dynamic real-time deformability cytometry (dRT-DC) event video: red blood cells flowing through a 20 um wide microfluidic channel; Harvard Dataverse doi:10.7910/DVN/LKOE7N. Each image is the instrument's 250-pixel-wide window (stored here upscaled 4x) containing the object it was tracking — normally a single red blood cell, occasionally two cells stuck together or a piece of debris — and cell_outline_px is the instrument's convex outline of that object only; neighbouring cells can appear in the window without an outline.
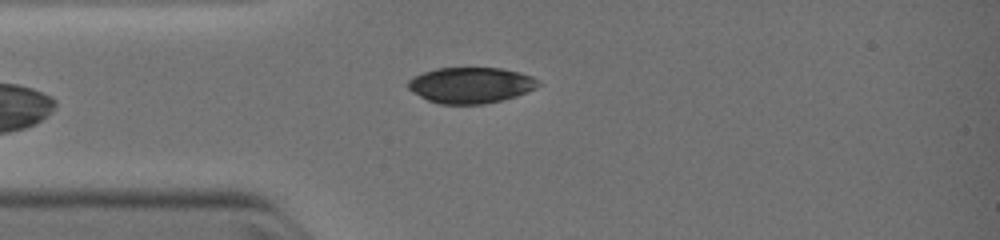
{"species": "common noctule bat (a hibernating species)", "species_latin": "Nyctalus noctula", "temperature_condition": "warm", "stored_images_in_passage": 4, "camera_frame_rate_fps": 3000, "um_per_image_px": 0.085, "animal": {"sex": "female", "body_mass_g": 19.0, "forearm_length_mm": 51.5}, "frame": {"image": 1, "passage_image": 2, "time_ms": 0.333, "image_size_px": [1000, 240], "cell_outline_px": [[540, 84], [536, 88], [528, 92], [516, 96], [484, 104], [440, 104], [428, 100], [420, 96], [408, 88], [408, 80], [424, 72], [436, 68], [500, 68], [532, 76]], "centroid_in_image_um": [40.01, 7.24], "position_along_channel_um": 45.0, "area_um2": 26.93}}